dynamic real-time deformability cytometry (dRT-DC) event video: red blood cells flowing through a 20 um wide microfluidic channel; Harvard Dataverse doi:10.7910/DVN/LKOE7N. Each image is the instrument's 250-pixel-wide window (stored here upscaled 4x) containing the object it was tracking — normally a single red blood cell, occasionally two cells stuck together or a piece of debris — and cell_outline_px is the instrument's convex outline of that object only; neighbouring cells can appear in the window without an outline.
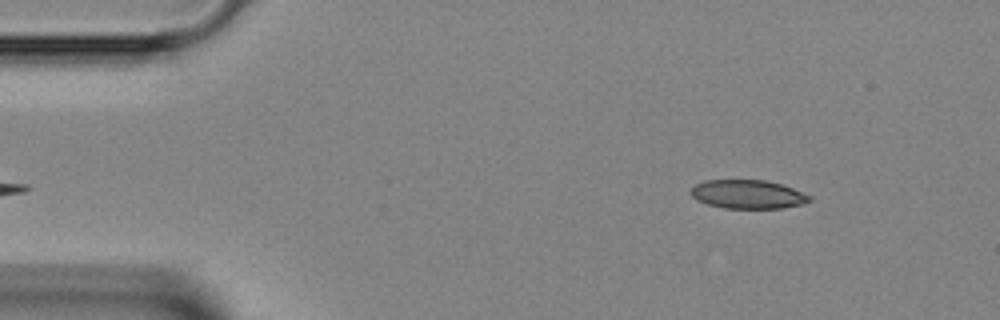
{"species": "Egyptian fruit bat (a non-hibernating species)", "species_latin": "Rousettus aegyptiacus", "temperature_condition": "room temperature", "stored_images_in_passage": 9, "camera_frame_rate_fps": 3000, "um_per_image_px": 0.085, "animal": {"sex": "female"}, "frame": {"image": 1, "passage_image": 2, "time_ms": 0.333, "image_size_px": [1000, 320], "cell_outline_px": [[812, 200], [804, 204], [780, 208], [724, 208], [708, 204], [696, 200], [688, 192], [696, 184], [704, 180], [764, 180], [780, 184], [792, 188], [812, 196]], "centroid_in_image_um": [63.55, 16.52], "position_along_channel_um": 21.4, "area_um2": 19.88}}
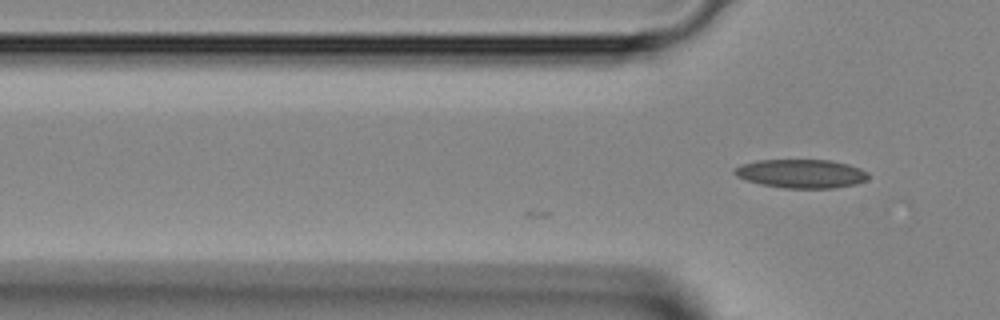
{"frame": {"image": 2, "passage_image": 9, "time_ms": 2.667, "image_size_px": [1000, 320], "cell_outline_px": [[868, 180], [856, 184], [832, 188], [784, 188], [760, 184], [736, 176], [732, 172], [732, 168], [740, 164], [756, 160], [832, 160], [848, 164], [860, 168], [868, 172]], "centroid_in_image_um": [68.09, 14.75], "position_along_channel_um": 57.7, "area_um2": 22.6}}